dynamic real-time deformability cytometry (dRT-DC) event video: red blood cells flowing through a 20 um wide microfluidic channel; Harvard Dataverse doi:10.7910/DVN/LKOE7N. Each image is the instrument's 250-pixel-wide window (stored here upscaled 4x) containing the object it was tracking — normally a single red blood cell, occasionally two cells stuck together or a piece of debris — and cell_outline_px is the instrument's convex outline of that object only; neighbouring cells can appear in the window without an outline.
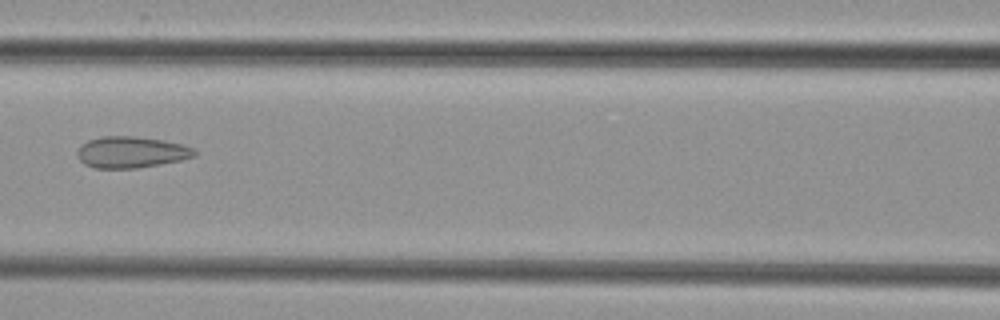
{"species": "common noctule bat (a hibernating species)", "species_latin": "Nyctalus noctula", "temperature_condition": "cold", "stored_images_in_passage": 5, "camera_frame_rate_fps": 3000, "um_per_image_px": 0.085, "animal": {"sex": "female", "body_mass_g": 29.2, "forearm_length_mm": 56.3}, "frame": {"image": 1, "passage_image": 5, "time_ms": 4.333, "image_size_px": [1000, 320], "cell_outline_px": [[196, 156], [180, 160], [136, 168], [96, 168], [84, 164], [76, 156], [76, 152], [88, 140], [100, 136], [132, 136], [164, 140], [180, 144], [192, 148], [196, 152]], "centroid_in_image_um": [11.12, 12.93], "position_along_channel_um": 155.5, "area_um2": 21.21}}